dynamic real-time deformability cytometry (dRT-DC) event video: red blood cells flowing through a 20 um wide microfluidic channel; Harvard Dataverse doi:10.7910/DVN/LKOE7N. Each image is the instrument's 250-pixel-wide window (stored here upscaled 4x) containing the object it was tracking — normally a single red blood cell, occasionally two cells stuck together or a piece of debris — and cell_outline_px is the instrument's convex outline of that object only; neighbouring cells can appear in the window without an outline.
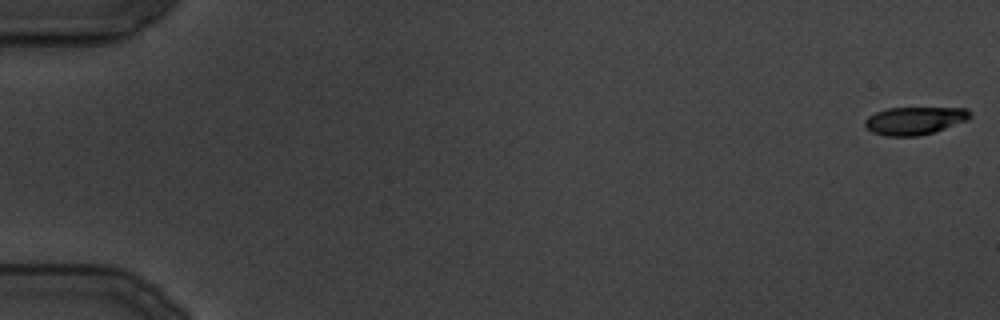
{"species": "common noctule bat (a hibernating species)", "species_latin": "Nyctalus noctula", "temperature_condition": "cold", "stored_images_in_passage": 35, "camera_frame_rate_fps": 3000, "um_per_image_px": 0.085, "animal": {"sex": "male", "body_mass_g": 19.5, "forearm_length_mm": 54.6}, "frame": {"image": 1, "passage_image": 1, "time_ms": 0.0, "image_size_px": [1000, 320], "cell_outline_px": [[972, 116], [968, 120], [920, 136], [884, 136], [872, 132], [864, 124], [864, 120], [868, 116], [876, 112], [888, 108], [968, 108], [972, 112]], "centroid_in_image_um": [77.75, 10.25], "position_along_channel_um": 7.2, "area_um2": 17.05}}
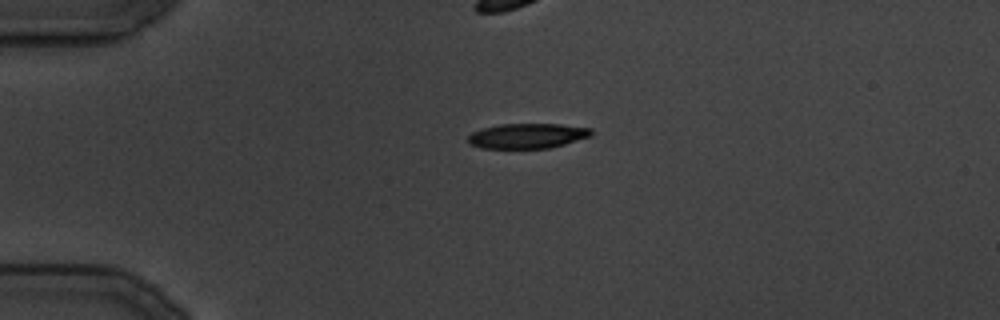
{"frame": {"image": 2, "passage_image": 9, "time_ms": 10.0, "image_size_px": [1000, 320], "cell_outline_px": [[592, 136], [564, 144], [548, 148], [480, 148], [468, 144], [468, 136], [472, 132], [484, 128], [500, 124], [560, 124], [592, 128]], "centroid_in_image_um": [44.82, 11.55], "position_along_channel_um": 40.2, "area_um2": 17.98}}
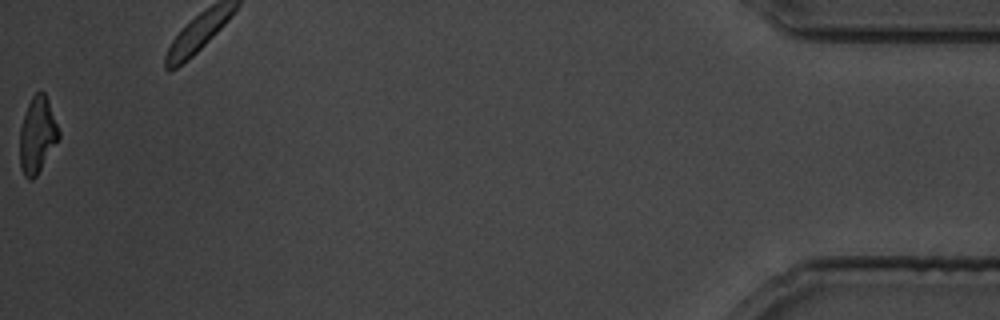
{"frame": {"image": 3, "passage_image": 35, "time_ms": 42.333, "image_size_px": [1000, 320], "cell_outline_px": [[60, 136], [36, 176], [32, 180], [28, 180], [24, 176], [20, 168], [20, 128], [28, 104], [32, 96], [36, 92], [44, 92], [48, 100], [60, 132]], "centroid_in_image_um": [3.16, 11.49], "position_along_channel_um": 432.0, "area_um2": 17.05}}